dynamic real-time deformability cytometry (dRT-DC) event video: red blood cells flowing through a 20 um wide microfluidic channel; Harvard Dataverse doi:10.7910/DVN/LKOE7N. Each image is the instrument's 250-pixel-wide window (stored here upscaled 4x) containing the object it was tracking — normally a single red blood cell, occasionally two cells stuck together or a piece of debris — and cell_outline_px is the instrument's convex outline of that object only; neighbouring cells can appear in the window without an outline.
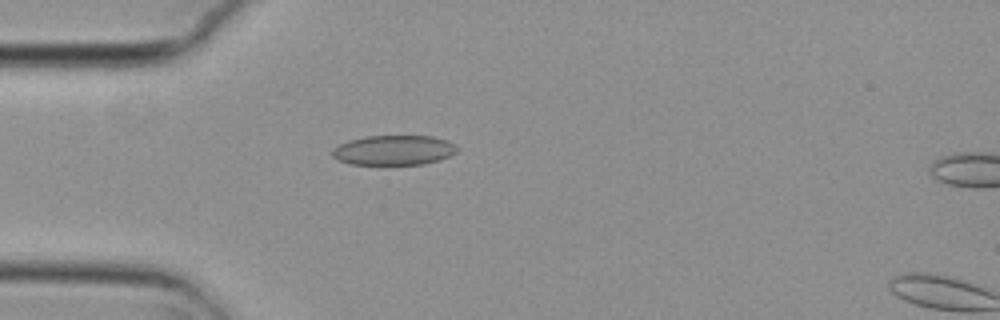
{"species": "common noctule bat (a hibernating species)", "species_latin": "Nyctalus noctula", "temperature_condition": "cold", "stored_images_in_passage": 5, "camera_frame_rate_fps": 3000, "um_per_image_px": 0.085, "animal": {"sex": "female", "body_mass_g": 29.2, "forearm_length_mm": 56.3}, "frame": {"image": 1, "passage_image": 4, "time_ms": 1.0, "image_size_px": [1000, 320], "cell_outline_px": [[460, 148], [456, 152], [440, 160], [424, 164], [348, 164], [332, 156], [332, 148], [348, 140], [364, 136], [432, 136], [448, 140], [456, 144]], "centroid_in_image_um": [33.5, 12.75], "position_along_channel_um": 51.5, "area_um2": 21.85}}